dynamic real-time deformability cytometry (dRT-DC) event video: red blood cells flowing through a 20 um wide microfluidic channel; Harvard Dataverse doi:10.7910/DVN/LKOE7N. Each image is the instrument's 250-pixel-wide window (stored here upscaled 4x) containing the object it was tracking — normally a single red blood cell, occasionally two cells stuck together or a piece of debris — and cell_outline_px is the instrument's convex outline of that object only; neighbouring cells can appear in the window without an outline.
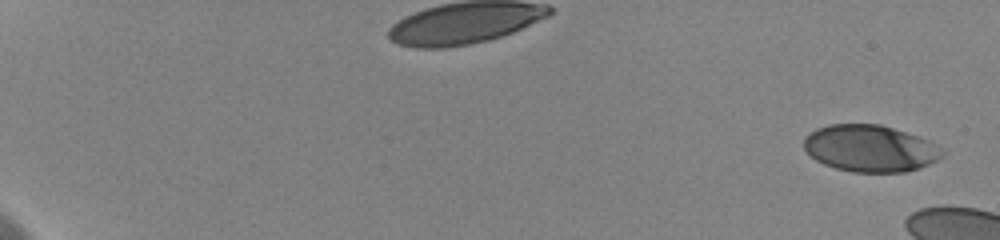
{"species": "human", "species_latin": "Homo sapiens", "temperature_condition": "cold", "stored_images_in_passage": 6, "camera_frame_rate_fps": 3000, "um_per_image_px": 0.085, "donor": {"sex": "female"}, "frame": {"image": 1, "passage_image": 1, "time_ms": 0.0, "image_size_px": [1000, 240], "cell_outline_px": [[944, 156], [928, 164], [904, 172], [852, 172], [836, 168], [824, 164], [816, 160], [804, 148], [804, 136], [816, 128], [828, 124], [880, 124], [928, 140], [944, 148]], "centroid_in_image_um": [73.95, 12.61], "position_along_channel_um": 11.1, "area_um2": 37.63}}